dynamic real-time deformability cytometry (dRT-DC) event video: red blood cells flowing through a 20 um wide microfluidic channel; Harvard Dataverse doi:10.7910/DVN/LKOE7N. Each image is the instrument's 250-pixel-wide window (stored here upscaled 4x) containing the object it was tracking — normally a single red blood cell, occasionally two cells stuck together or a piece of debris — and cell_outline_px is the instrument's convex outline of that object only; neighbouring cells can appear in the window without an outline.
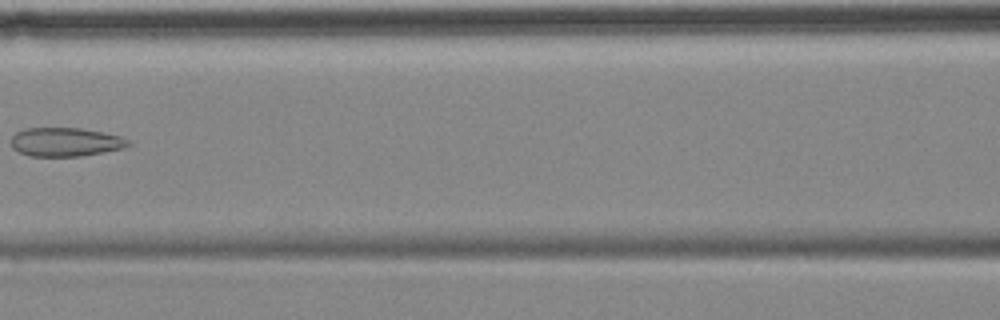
{"species": "common noctule bat (a hibernating species)", "species_latin": "Nyctalus noctula", "temperature_condition": "cold", "stored_images_in_passage": 9, "camera_frame_rate_fps": 3000, "um_per_image_px": 0.085, "animal": {"sex": "female", "body_mass_g": 18.4}, "frame": {"image": 1, "passage_image": 7, "time_ms": 7.667, "image_size_px": [1000, 320], "cell_outline_px": [[132, 144], [120, 148], [80, 156], [32, 156], [20, 152], [12, 148], [12, 136], [16, 132], [24, 128], [80, 128], [120, 136], [128, 140]], "centroid_in_image_um": [5.52, 12.06], "position_along_channel_um": 161.1, "area_um2": 19.31}}
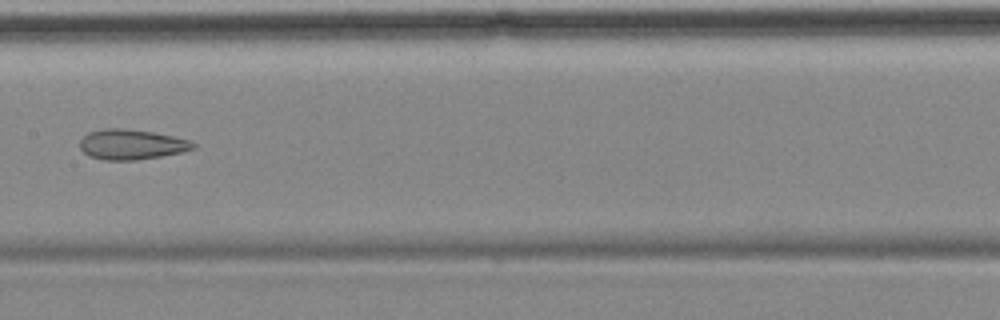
{"frame": {"image": 2, "passage_image": 8, "time_ms": 8.667, "image_size_px": [1000, 320], "cell_outline_px": [[196, 148], [180, 152], [160, 156], [136, 160], [104, 160], [92, 156], [84, 152], [80, 148], [80, 140], [88, 132], [104, 128], [124, 128], [152, 132], [172, 136], [188, 140], [196, 144]], "centroid_in_image_um": [11.16, 12.27], "position_along_channel_um": 196.2, "area_um2": 19.71}}
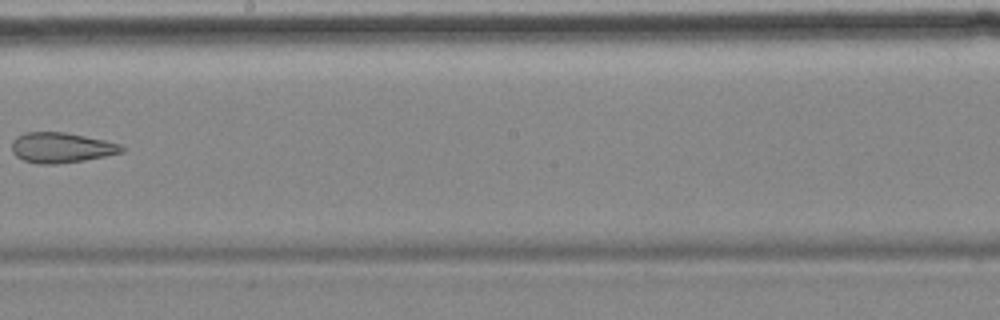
{"frame": {"image": 3, "passage_image": 9, "time_ms": 10.0, "image_size_px": [1000, 320], "cell_outline_px": [[124, 148], [120, 152], [104, 156], [84, 160], [56, 164], [40, 164], [24, 160], [16, 156], [12, 152], [12, 140], [16, 136], [24, 132], [64, 132], [104, 140], [120, 144]], "centroid_in_image_um": [5.15, 12.54], "position_along_channel_um": 243.1, "area_um2": 19.19}}